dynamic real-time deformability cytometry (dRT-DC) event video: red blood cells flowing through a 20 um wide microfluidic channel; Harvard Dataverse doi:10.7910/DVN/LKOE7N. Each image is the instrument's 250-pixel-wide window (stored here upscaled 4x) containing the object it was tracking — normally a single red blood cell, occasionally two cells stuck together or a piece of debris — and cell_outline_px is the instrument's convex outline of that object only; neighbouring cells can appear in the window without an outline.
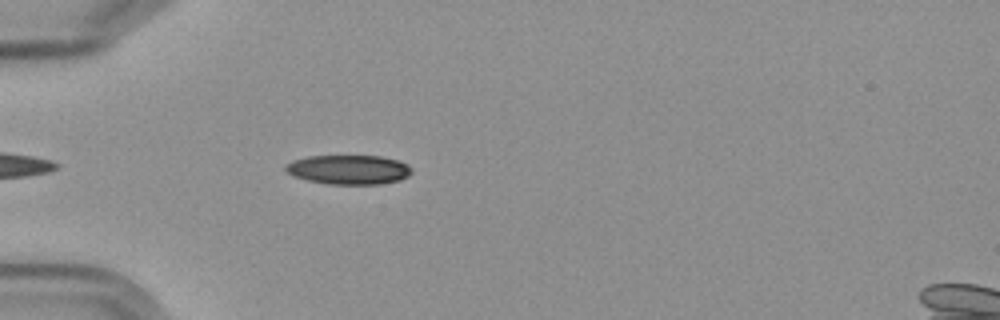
{"species": "Egyptian fruit bat (a non-hibernating species)", "species_latin": "Rousettus aegyptiacus", "temperature_condition": "cold", "stored_images_in_passage": 4, "camera_frame_rate_fps": 3000, "um_per_image_px": 0.085, "frame": {"image": 1, "passage_image": 4, "time_ms": 3.667, "image_size_px": [1000, 320], "cell_outline_px": [[412, 172], [408, 176], [400, 180], [380, 184], [328, 184], [308, 180], [292, 176], [284, 168], [284, 164], [292, 160], [308, 156], [380, 156], [400, 160], [408, 164], [412, 168]], "centroid_in_image_um": [29.65, 14.41], "position_along_channel_um": 55.4, "area_um2": 21.79}}